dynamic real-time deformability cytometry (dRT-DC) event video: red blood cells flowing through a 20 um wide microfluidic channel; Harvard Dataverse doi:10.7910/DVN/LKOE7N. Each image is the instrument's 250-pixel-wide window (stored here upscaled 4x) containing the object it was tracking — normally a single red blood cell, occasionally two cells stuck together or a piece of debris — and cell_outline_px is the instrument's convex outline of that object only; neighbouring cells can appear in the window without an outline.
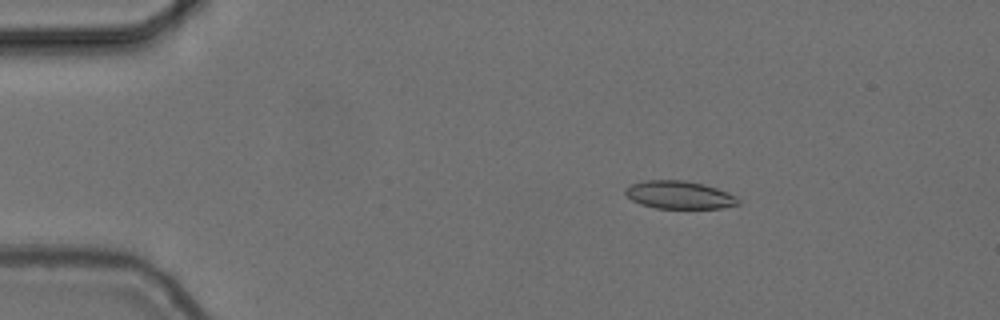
{"species": "common noctule bat (a hibernating species)", "species_latin": "Nyctalus noctula", "temperature_condition": "cold", "stored_images_in_passage": 47, "camera_frame_rate_fps": 3000, "um_per_image_px": 0.085, "animal": {"sex": "female", "body_mass_g": 24.6, "forearm_length_mm": 56.2}, "frame": {"image": 1, "passage_image": 2, "time_ms": 0.333, "image_size_px": [1000, 320], "cell_outline_px": [[740, 204], [720, 208], [656, 208], [640, 204], [632, 200], [624, 192], [624, 188], [632, 184], [644, 180], [684, 180], [704, 184], [728, 192], [736, 196], [740, 200]], "centroid_in_image_um": [57.74, 16.56], "position_along_channel_um": 27.3, "area_um2": 18.38}}
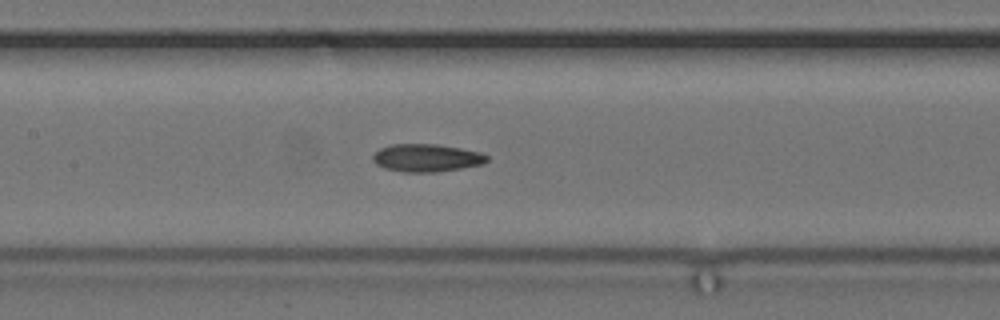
{"frame": {"image": 2, "passage_image": 19, "time_ms": 6.0, "image_size_px": [1000, 320], "cell_outline_px": [[488, 160], [484, 164], [436, 172], [404, 172], [384, 168], [376, 164], [372, 160], [372, 156], [380, 148], [392, 144], [436, 144], [460, 148], [480, 152], [488, 156]], "centroid_in_image_um": [36.25, 13.42], "position_along_channel_um": 171.2, "area_um2": 18.44}}
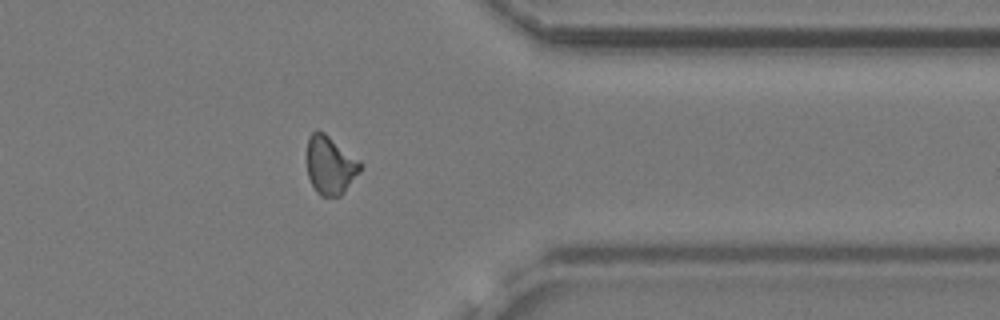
{"frame": {"image": 3, "passage_image": 37, "time_ms": 12.0, "image_size_px": [1000, 320], "cell_outline_px": [[360, 172], [344, 192], [340, 196], [320, 196], [316, 192], [308, 176], [308, 136], [316, 128], [324, 132], [360, 160]], "centroid_in_image_um": [28.07, 14.03], "position_along_channel_um": 383.3, "area_um2": 18.09}, "authors_computed_cell_mechanics": {"area_um2": 18.3226, "velocity_mm_per_s": 3.7189, "shape_relaxation_time_tau1_ms": null, "shape_relaxation_time_tau2_ms": 4.4618, "deformation_change_tau1": null, "deformation_change_tau2": 0.105}}